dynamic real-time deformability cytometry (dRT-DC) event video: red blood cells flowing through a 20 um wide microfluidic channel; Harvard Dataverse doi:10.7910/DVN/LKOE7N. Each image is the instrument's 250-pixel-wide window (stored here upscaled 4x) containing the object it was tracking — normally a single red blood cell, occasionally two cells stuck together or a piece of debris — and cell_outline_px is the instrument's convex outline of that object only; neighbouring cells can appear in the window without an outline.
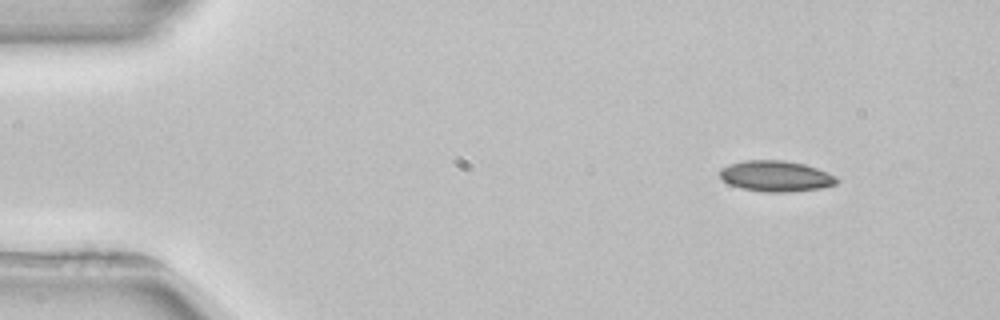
{"species": "common noctule bat (a hibernating species)", "species_latin": "Nyctalus noctula", "temperature_condition": "room temperature", "stored_images_in_passage": 3, "camera_frame_rate_fps": 3000, "um_per_image_px": 0.085, "animal": {"sex": "female", "body_mass_g": 22.7, "forearm_length_mm": 54.2}, "frame": {"image": 1, "passage_image": 1, "time_ms": 0.0, "image_size_px": [1000, 320], "cell_outline_px": [[840, 180], [836, 184], [820, 188], [788, 192], [764, 192], [740, 188], [728, 184], [720, 176], [720, 168], [728, 164], [744, 160], [784, 160], [804, 164], [828, 172], [836, 176]], "centroid_in_image_um": [65.94, 14.97], "position_along_channel_um": 19.1, "area_um2": 21.15}}